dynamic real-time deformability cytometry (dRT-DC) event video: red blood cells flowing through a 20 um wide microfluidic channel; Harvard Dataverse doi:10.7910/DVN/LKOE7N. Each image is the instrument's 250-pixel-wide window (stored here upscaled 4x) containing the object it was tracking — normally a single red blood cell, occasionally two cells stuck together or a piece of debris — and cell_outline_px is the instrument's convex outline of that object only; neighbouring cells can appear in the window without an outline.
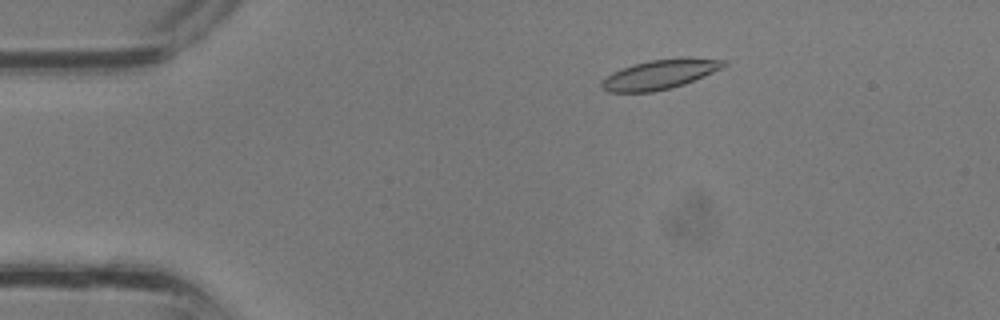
{"species": "common noctule bat (a hibernating species)", "species_latin": "Nyctalus noctula", "temperature_condition": "room temperature", "stored_images_in_passage": 34, "camera_frame_rate_fps": 3000, "um_per_image_px": 0.085, "animal": {"sex": "male", "body_mass_g": 13.3}, "frame": {"image": 1, "passage_image": 6, "time_ms": 1.667, "image_size_px": [1000, 320], "cell_outline_px": [[728, 64], [704, 76], [684, 84], [652, 92], [608, 92], [600, 88], [600, 80], [612, 72], [620, 68], [632, 64], [648, 60], [680, 56], [728, 60]], "centroid_in_image_um": [56.05, 6.29], "position_along_channel_um": 28.9, "area_um2": 21.44}}
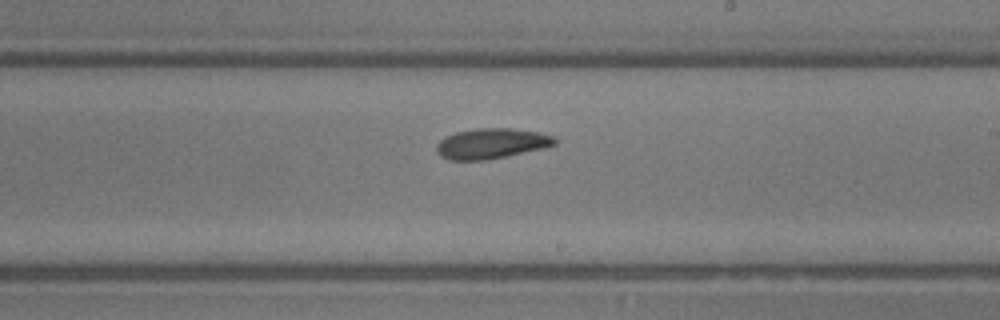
{"frame": {"image": 2, "passage_image": 20, "time_ms": 6.333, "image_size_px": [1000, 320], "cell_outline_px": [[556, 144], [540, 148], [488, 160], [448, 160], [440, 156], [436, 152], [436, 144], [444, 136], [456, 132], [476, 128], [508, 128], [536, 132], [552, 136], [556, 140]], "centroid_in_image_um": [41.67, 12.2], "position_along_channel_um": 247.3, "area_um2": 20.69}}
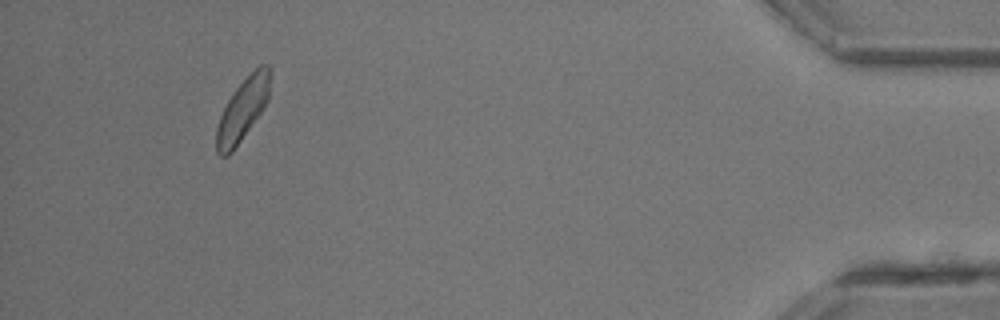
{"frame": {"image": 3, "passage_image": 32, "time_ms": 10.333, "image_size_px": [1000, 320], "cell_outline_px": [[272, 72], [268, 100], [264, 108], [232, 152], [228, 156], [220, 156], [216, 152], [216, 128], [220, 116], [228, 100], [236, 88], [260, 64], [268, 64], [272, 68]], "centroid_in_image_um": [20.65, 9.3], "position_along_channel_um": 414.5, "area_um2": 19.48}}